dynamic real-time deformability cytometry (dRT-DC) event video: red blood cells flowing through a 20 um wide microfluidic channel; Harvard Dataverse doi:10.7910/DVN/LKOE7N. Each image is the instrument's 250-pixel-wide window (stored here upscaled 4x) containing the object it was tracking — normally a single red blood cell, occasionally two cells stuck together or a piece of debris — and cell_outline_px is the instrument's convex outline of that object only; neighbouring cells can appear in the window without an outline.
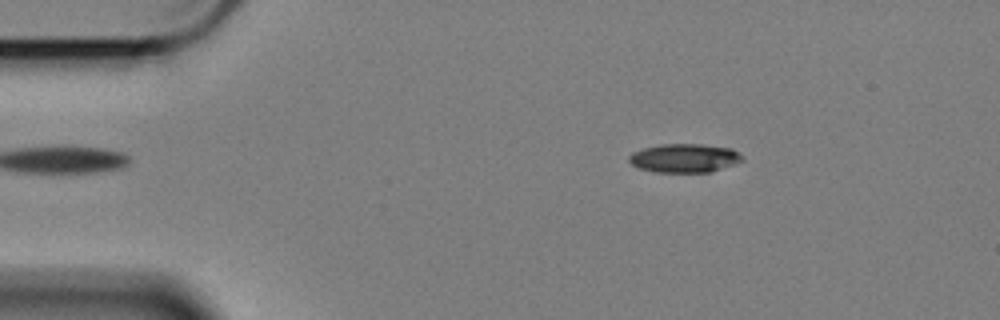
{"species": "Egyptian fruit bat (a non-hibernating species)", "species_latin": "Rousettus aegyptiacus", "temperature_condition": "cold", "stored_images_in_passage": 56, "camera_frame_rate_fps": 3000, "um_per_image_px": 0.085, "animal": {"sex": "female"}, "frame": {"image": 1, "passage_image": 7, "time_ms": 2.0, "image_size_px": [1000, 320], "cell_outline_px": [[744, 160], [712, 172], [656, 172], [640, 168], [632, 164], [628, 160], [628, 156], [632, 152], [644, 148], [660, 144], [700, 144], [732, 148]], "centroid_in_image_um": [58.15, 13.44], "position_along_channel_um": 26.8, "area_um2": 18.84}}
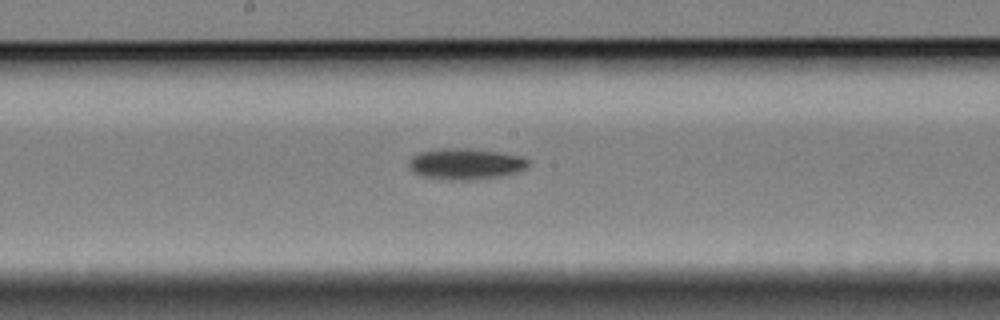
{"frame": {"image": 2, "passage_image": 28, "time_ms": 9.0, "image_size_px": [1000, 320], "cell_outline_px": [[528, 164], [524, 168], [516, 172], [504, 176], [472, 180], [448, 180], [424, 176], [412, 172], [408, 168], [408, 164], [412, 156], [420, 152], [440, 148], [468, 148], [500, 152], [524, 156], [528, 160]], "centroid_in_image_um": [39.56, 13.93], "position_along_channel_um": 208.6, "area_um2": 21.85}}
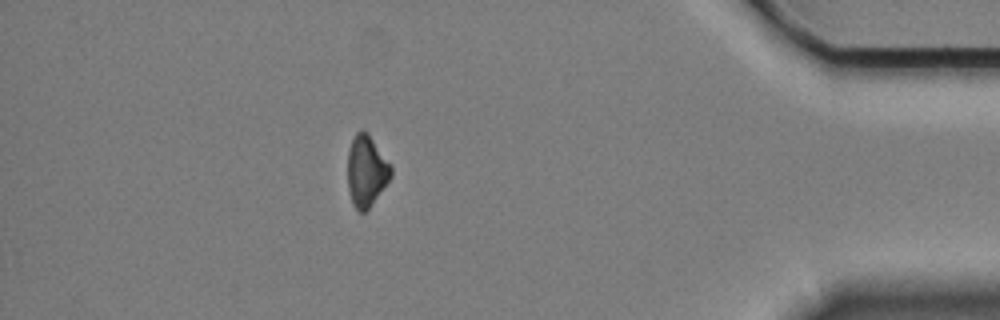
{"frame": {"image": 3, "passage_image": 49, "time_ms": 16.0, "image_size_px": [1000, 320], "cell_outline_px": [[392, 176], [368, 208], [364, 212], [360, 212], [352, 204], [348, 188], [348, 148], [356, 132], [368, 132], [392, 164]], "centroid_in_image_um": [31.15, 14.5], "position_along_channel_um": 404.0, "area_um2": 17.98}, "authors_computed_cell_mechanics": {"area_um2": 19.5075, "velocity_mm_per_s": 3.4113, "shape_relaxation_time_tau1_ms": 2.8465, "shape_relaxation_time_tau2_ms": null, "deformation_change_tau1": 0.0857, "deformation_change_tau2": null}}